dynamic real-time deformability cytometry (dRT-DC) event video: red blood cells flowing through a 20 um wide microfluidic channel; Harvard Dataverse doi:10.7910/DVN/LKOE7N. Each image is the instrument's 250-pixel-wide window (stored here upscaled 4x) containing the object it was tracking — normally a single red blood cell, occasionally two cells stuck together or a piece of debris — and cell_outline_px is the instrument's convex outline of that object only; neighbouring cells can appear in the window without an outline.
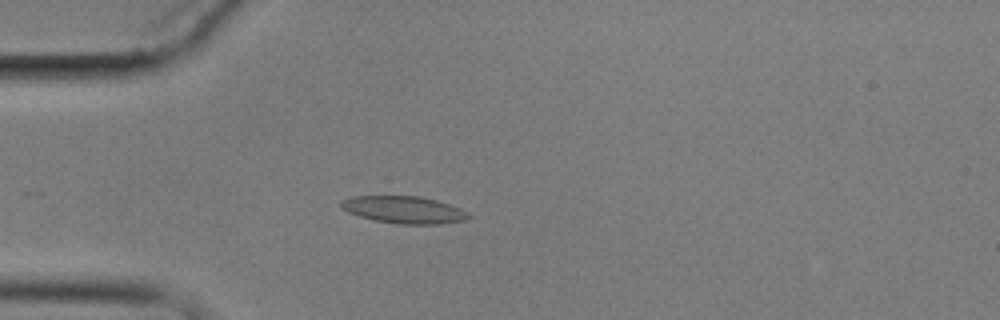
{"species": "common noctule bat (a hibernating species)", "species_latin": "Nyctalus noctula", "temperature_condition": "cold", "stored_images_in_passage": 6, "camera_frame_rate_fps": 3000, "um_per_image_px": 0.085, "animal": {"sex": "male", "body_mass_g": 17.9}, "frame": {"image": 1, "passage_image": 5, "time_ms": 4.667, "image_size_px": [1000, 320], "cell_outline_px": [[472, 216], [464, 220], [436, 224], [396, 224], [376, 220], [360, 216], [348, 212], [340, 204], [344, 200], [352, 196], [420, 196], [436, 200], [460, 208], [468, 212]], "centroid_in_image_um": [34.37, 17.83], "position_along_channel_um": 50.6, "area_um2": 19.94}}